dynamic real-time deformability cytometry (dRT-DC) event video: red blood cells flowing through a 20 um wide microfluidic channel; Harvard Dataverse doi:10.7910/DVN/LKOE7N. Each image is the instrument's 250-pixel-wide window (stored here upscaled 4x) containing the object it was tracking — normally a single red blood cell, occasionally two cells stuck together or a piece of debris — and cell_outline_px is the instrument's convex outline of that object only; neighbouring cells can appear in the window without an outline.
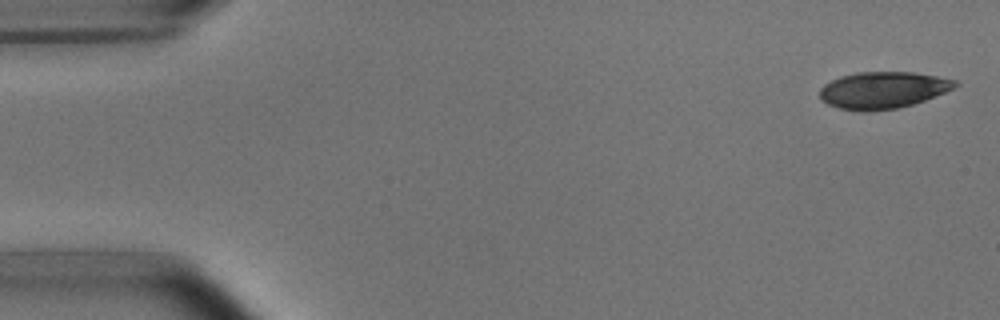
{"species": "common noctule bat (a hibernating species)", "species_latin": "Nyctalus noctula", "temperature_condition": "room temperature", "stored_images_in_passage": 4, "camera_frame_rate_fps": 3000, "um_per_image_px": 0.085, "animal": {"sex": "male", "body_mass_g": 15.6}, "frame": {"image": 1, "passage_image": 1, "time_ms": 0.0, "image_size_px": [1000, 320], "cell_outline_px": [[960, 84], [944, 92], [924, 100], [912, 104], [896, 108], [868, 112], [860, 112], [840, 108], [828, 104], [820, 100], [820, 88], [824, 84], [840, 76], [856, 72], [916, 72], [956, 80]], "centroid_in_image_um": [75.01, 7.66], "position_along_channel_um": 10.0, "area_um2": 29.02}}